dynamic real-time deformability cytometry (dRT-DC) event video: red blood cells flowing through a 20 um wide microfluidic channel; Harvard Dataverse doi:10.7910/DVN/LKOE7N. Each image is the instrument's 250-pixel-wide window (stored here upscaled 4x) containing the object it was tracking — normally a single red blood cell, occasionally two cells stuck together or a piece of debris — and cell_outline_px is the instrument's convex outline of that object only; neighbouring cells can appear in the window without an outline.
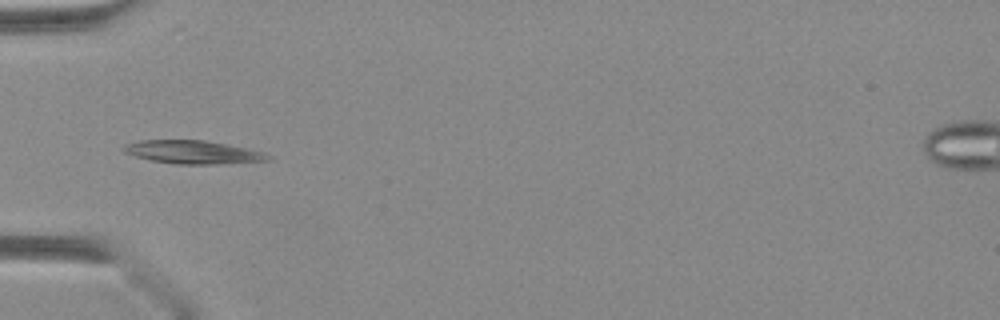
{"species": "Egyptian fruit bat (a non-hibernating species)", "species_latin": "Rousettus aegyptiacus", "temperature_condition": "warm", "stored_images_in_passage": 29, "camera_frame_rate_fps": 3000, "um_per_image_px": 0.085, "animal": {"sex": "female"}, "frame": {"image": 1, "passage_image": 1, "time_ms": 0.0, "image_size_px": [1000, 320], "cell_outline_px": [[272, 160], [220, 164], [176, 164], [152, 160], [136, 156], [124, 152], [120, 148], [124, 144], [140, 140], [204, 140], [264, 152], [272, 156]], "centroid_in_image_um": [16.39, 12.93], "position_along_channel_um": 68.6, "area_um2": 19.48}}
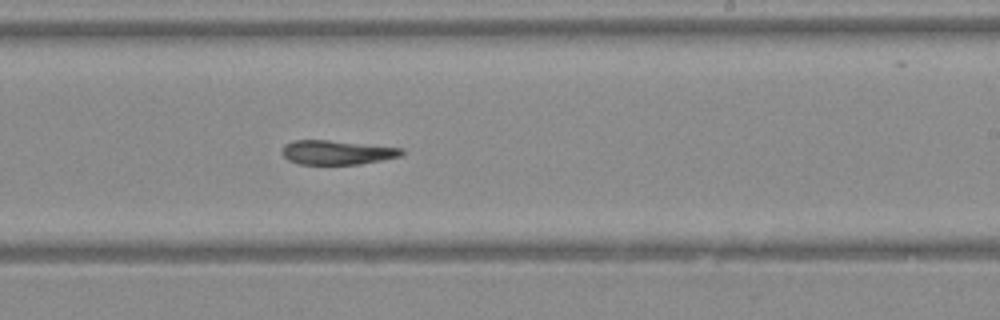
{"frame": {"image": 2, "passage_image": 13, "time_ms": 4.0, "image_size_px": [1000, 320], "cell_outline_px": [[404, 152], [400, 156], [360, 164], [300, 164], [288, 160], [280, 152], [284, 144], [292, 140], [328, 140], [404, 148]], "centroid_in_image_um": [28.6, 12.95], "position_along_channel_um": 260.4, "area_um2": 16.88}}
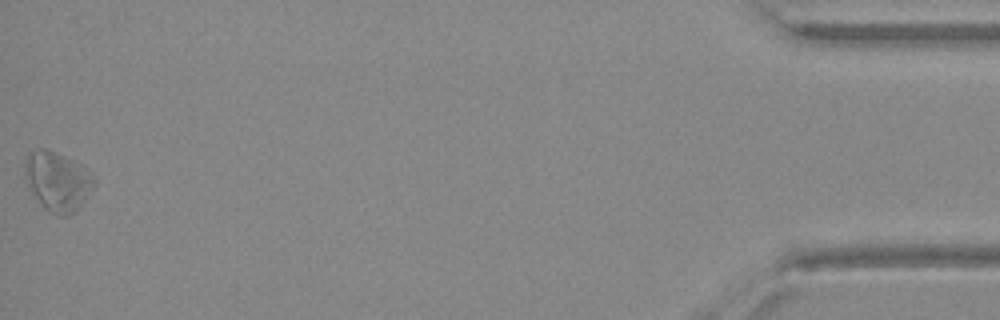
{"frame": {"image": 3, "passage_image": 29, "time_ms": 9.333, "image_size_px": [1000, 320], "cell_outline_px": [[96, 184], [80, 208], [76, 212], [68, 216], [60, 216], [48, 212], [32, 196], [24, 176], [24, 160], [28, 152], [40, 148], [44, 148], [64, 156], [80, 164], [92, 172], [96, 180]], "centroid_in_image_um": [4.88, 15.43], "position_along_channel_um": 430.3, "area_um2": 24.57}}